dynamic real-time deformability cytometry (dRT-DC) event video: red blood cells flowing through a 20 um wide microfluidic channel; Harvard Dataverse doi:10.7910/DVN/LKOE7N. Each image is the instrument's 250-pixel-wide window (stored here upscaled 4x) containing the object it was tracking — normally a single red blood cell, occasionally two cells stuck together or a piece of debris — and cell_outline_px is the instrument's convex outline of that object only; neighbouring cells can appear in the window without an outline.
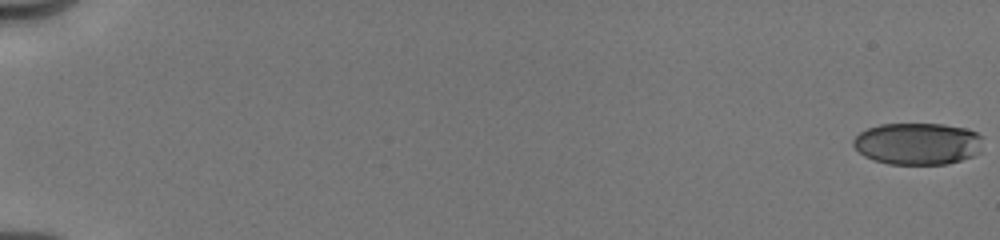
{"species": "human", "species_latin": "Homo sapiens", "temperature_condition": "cold", "stored_images_in_passage": 9, "camera_frame_rate_fps": 3000, "um_per_image_px": 0.085, "donor": {"sex": "male"}, "frame": {"image": 1, "passage_image": 1, "time_ms": 0.0, "image_size_px": [1000, 240], "cell_outline_px": [[984, 136], [980, 152], [972, 156], [960, 160], [944, 164], [888, 164], [872, 160], [864, 156], [852, 144], [852, 140], [860, 132], [868, 128], [880, 124], [944, 124], [964, 128], [976, 132]], "centroid_in_image_um": [78.01, 12.21], "position_along_channel_um": 7.0, "area_um2": 31.85}}
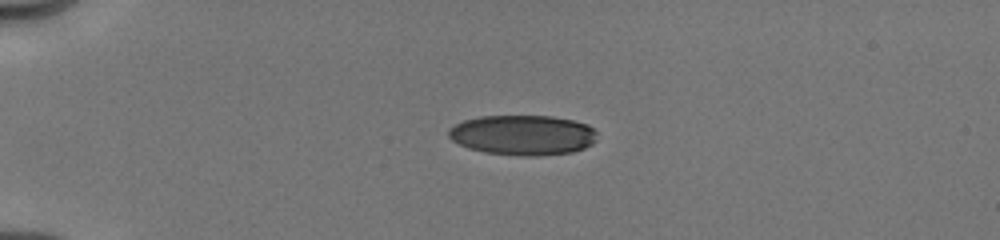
{"frame": {"image": 2, "passage_image": 8, "time_ms": 4.667, "image_size_px": [1000, 240], "cell_outline_px": [[596, 140], [592, 144], [584, 148], [572, 152], [536, 156], [524, 156], [484, 152], [468, 148], [452, 140], [448, 136], [448, 128], [464, 120], [480, 116], [552, 116], [572, 120], [588, 124], [596, 132]], "centroid_in_image_um": [44.44, 11.48], "position_along_channel_um": 40.6, "area_um2": 34.74}}